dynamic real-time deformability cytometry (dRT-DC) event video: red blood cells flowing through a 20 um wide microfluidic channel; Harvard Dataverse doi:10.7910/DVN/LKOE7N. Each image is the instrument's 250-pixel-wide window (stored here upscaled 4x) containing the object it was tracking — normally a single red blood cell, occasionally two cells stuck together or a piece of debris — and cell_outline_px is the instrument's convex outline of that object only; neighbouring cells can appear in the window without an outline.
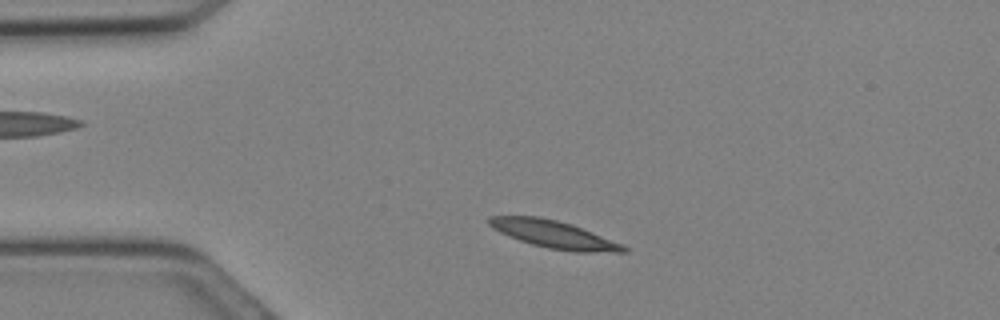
{"species": "Egyptian fruit bat (a non-hibernating species)", "species_latin": "Rousettus aegyptiacus", "temperature_condition": "cold", "stored_images_in_passage": 13, "camera_frame_rate_fps": 3000, "um_per_image_px": 0.085, "animal": {"sex": "female"}, "frame": {"image": 1, "passage_image": 1, "time_ms": 0.0, "image_size_px": [1000, 320], "cell_outline_px": [[628, 252], [572, 252], [548, 248], [532, 244], [520, 240], [500, 232], [492, 228], [488, 224], [488, 216], [540, 216], [572, 224], [624, 244], [628, 248]], "centroid_in_image_um": [47.11, 19.92], "position_along_channel_um": 37.9, "area_um2": 21.62}}
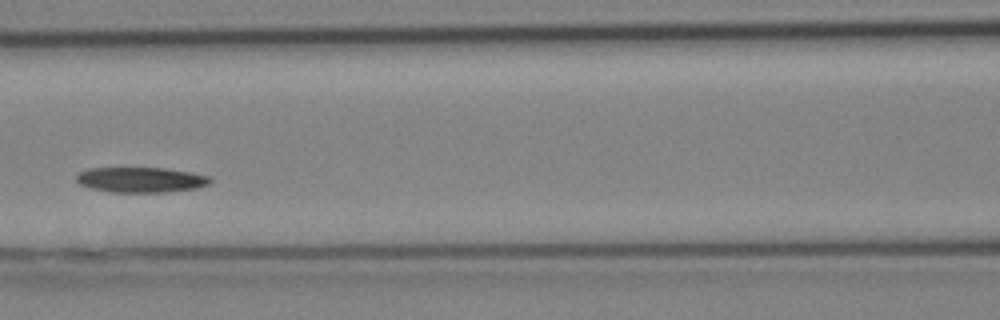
{"frame": {"image": 2, "passage_image": 8, "time_ms": 2.333, "image_size_px": [1000, 320], "cell_outline_px": [[212, 180], [208, 184], [196, 188], [168, 192], [112, 192], [92, 188], [80, 184], [76, 180], [76, 176], [80, 172], [88, 168], [164, 168], [212, 176]], "centroid_in_image_um": [11.99, 15.28], "position_along_channel_um": 154.6, "area_um2": 19.59}}
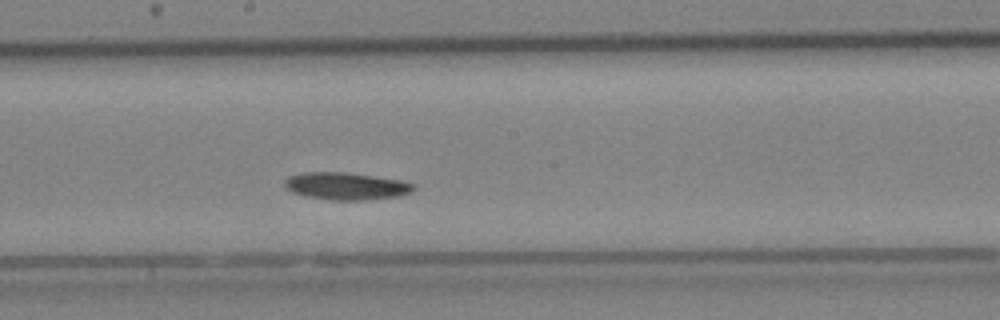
{"frame": {"image": 3, "passage_image": 11, "time_ms": 3.333, "image_size_px": [1000, 320], "cell_outline_px": [[416, 188], [412, 192], [400, 196], [368, 200], [332, 200], [304, 196], [292, 192], [284, 184], [284, 180], [288, 176], [304, 172], [344, 172], [404, 180], [416, 184]], "centroid_in_image_um": [29.47, 15.82], "position_along_channel_um": 218.7, "area_um2": 20.81}}